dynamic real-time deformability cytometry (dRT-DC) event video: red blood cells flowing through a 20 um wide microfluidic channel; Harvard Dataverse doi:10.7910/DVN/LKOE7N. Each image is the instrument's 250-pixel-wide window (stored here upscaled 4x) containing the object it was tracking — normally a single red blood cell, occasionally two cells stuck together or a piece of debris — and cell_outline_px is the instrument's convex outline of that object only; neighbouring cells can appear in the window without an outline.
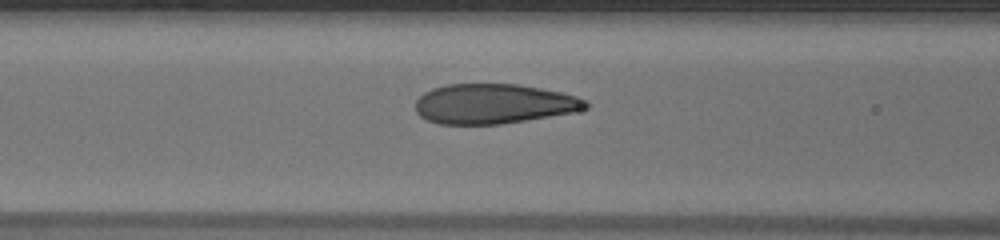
{"species": "human", "species_latin": "Homo sapiens", "temperature_condition": "warm", "stored_images_in_passage": 32, "camera_frame_rate_fps": 3000, "um_per_image_px": 0.085, "donor": {"sex": "male"}, "frame": {"image": 1, "passage_image": 14, "time_ms": 4.333, "image_size_px": [1000, 240], "cell_outline_px": [[588, 108], [572, 112], [500, 124], [440, 124], [428, 120], [420, 116], [416, 112], [416, 100], [424, 92], [432, 88], [444, 84], [516, 84], [540, 88], [560, 92], [576, 96], [588, 100]], "centroid_in_image_um": [41.94, 8.82], "position_along_channel_um": 124.7, "area_um2": 39.36}}
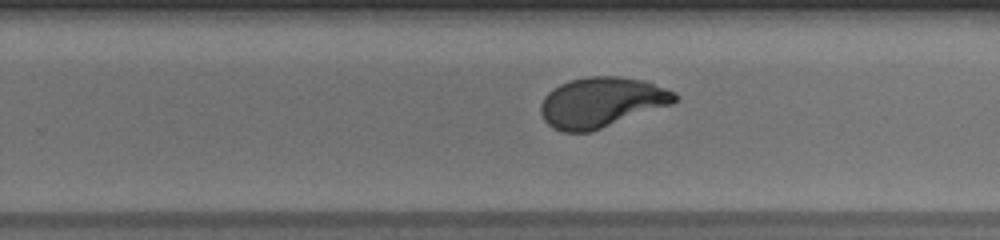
{"frame": {"image": 2, "passage_image": 26, "time_ms": 8.333, "image_size_px": [1000, 240], "cell_outline_px": [[680, 96], [672, 104], [592, 132], [564, 132], [552, 128], [544, 120], [540, 112], [540, 104], [544, 96], [552, 88], [560, 84], [572, 80], [588, 76], [620, 76], [644, 80], [676, 92]], "centroid_in_image_um": [51.12, 8.7], "position_along_channel_um": 278.7, "area_um2": 39.48}}
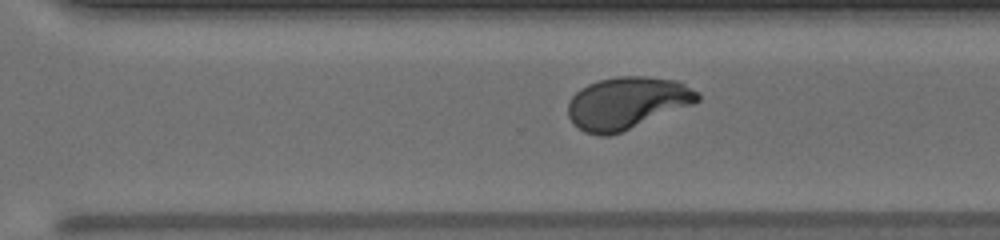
{"frame": {"image": 3, "passage_image": 29, "time_ms": 9.333, "image_size_px": [1000, 240], "cell_outline_px": [[700, 100], [692, 104], [620, 132], [608, 136], [600, 136], [584, 132], [572, 124], [568, 116], [568, 104], [572, 96], [580, 88], [588, 84], [600, 80], [616, 76], [644, 76], [680, 80], [700, 92]], "centroid_in_image_um": [53.29, 8.74], "position_along_channel_um": 317.3, "area_um2": 39.42}}